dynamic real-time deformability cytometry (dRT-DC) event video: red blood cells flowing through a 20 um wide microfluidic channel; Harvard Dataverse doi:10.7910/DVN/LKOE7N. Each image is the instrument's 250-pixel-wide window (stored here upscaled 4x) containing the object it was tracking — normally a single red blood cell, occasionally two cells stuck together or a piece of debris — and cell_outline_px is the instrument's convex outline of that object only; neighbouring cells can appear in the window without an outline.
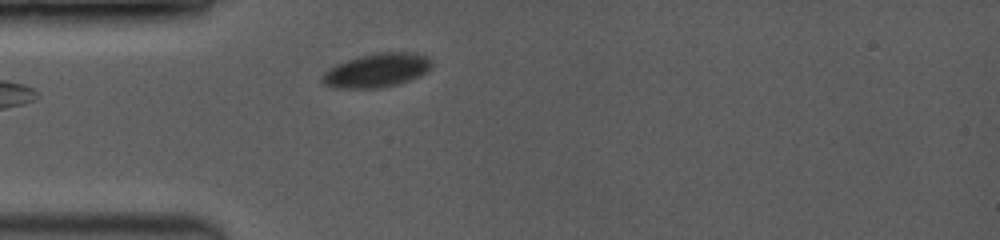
{"species": "common noctule bat (a hibernating species)", "species_latin": "Nyctalus noctula", "temperature_condition": "room temperature", "stored_images_in_passage": 2, "camera_frame_rate_fps": 3500, "um_per_image_px": 0.085, "animal": {"sex": "female", "body_mass_g": 19.0, "forearm_length_mm": 53.3}, "frame": {"image": 1, "passage_image": 2, "time_ms": 0.857, "image_size_px": [1000, 240], "cell_outline_px": [[432, 64], [420, 76], [384, 88], [332, 88], [324, 84], [320, 80], [324, 72], [336, 64], [360, 56], [376, 52], [412, 52], [424, 56]], "centroid_in_image_um": [31.96, 5.99], "position_along_channel_um": 53.0, "area_um2": 21.39}}